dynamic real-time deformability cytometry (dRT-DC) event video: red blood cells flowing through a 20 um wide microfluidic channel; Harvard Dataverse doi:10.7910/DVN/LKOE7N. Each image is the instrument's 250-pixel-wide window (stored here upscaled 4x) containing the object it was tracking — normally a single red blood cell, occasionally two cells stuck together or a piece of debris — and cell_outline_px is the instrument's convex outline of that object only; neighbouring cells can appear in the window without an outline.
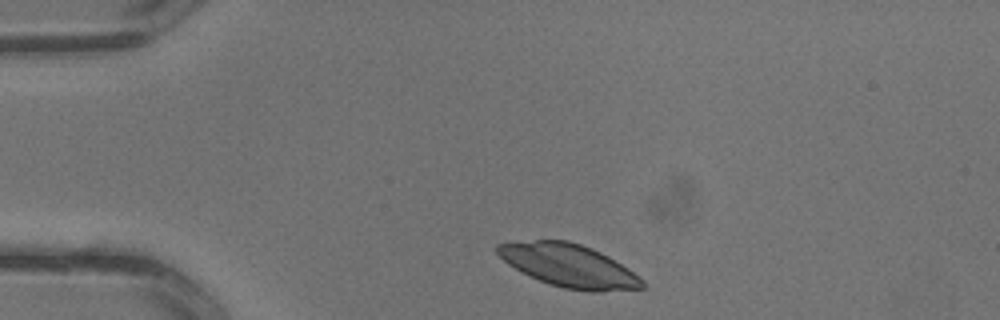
{"species": "common noctule bat (a hibernating species)", "species_latin": "Nyctalus noctula", "temperature_condition": "warm", "stored_images_in_passage": 2, "camera_frame_rate_fps": 3000, "um_per_image_px": 0.085, "animal": {"sex": "male", "body_mass_g": 13.3}, "frame": {"image": 1, "passage_image": 1, "time_ms": 0.0, "image_size_px": [1000, 320], "cell_outline_px": [[644, 288], [604, 292], [588, 292], [564, 288], [548, 284], [508, 264], [496, 252], [496, 244], [536, 240], [568, 240], [592, 248], [608, 256], [628, 268], [640, 276], [644, 280]], "centroid_in_image_um": [48.41, 22.59], "position_along_channel_um": 36.6, "area_um2": 36.13}}